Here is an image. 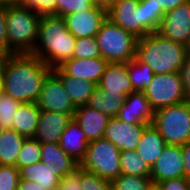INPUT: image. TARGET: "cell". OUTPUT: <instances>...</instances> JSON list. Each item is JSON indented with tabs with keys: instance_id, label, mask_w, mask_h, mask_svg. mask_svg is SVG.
Masks as SVG:
<instances>
[{
	"instance_id": "obj_46",
	"label": "cell",
	"mask_w": 190,
	"mask_h": 190,
	"mask_svg": "<svg viewBox=\"0 0 190 190\" xmlns=\"http://www.w3.org/2000/svg\"><path fill=\"white\" fill-rule=\"evenodd\" d=\"M119 0H102V8L108 11L113 7Z\"/></svg>"
},
{
	"instance_id": "obj_29",
	"label": "cell",
	"mask_w": 190,
	"mask_h": 190,
	"mask_svg": "<svg viewBox=\"0 0 190 190\" xmlns=\"http://www.w3.org/2000/svg\"><path fill=\"white\" fill-rule=\"evenodd\" d=\"M120 167L122 174L150 177V166L137 154L136 150L120 152Z\"/></svg>"
},
{
	"instance_id": "obj_20",
	"label": "cell",
	"mask_w": 190,
	"mask_h": 190,
	"mask_svg": "<svg viewBox=\"0 0 190 190\" xmlns=\"http://www.w3.org/2000/svg\"><path fill=\"white\" fill-rule=\"evenodd\" d=\"M41 147V161L45 163L60 179L66 174L73 173L80 167V164L70 157L60 147L59 143H41Z\"/></svg>"
},
{
	"instance_id": "obj_47",
	"label": "cell",
	"mask_w": 190,
	"mask_h": 190,
	"mask_svg": "<svg viewBox=\"0 0 190 190\" xmlns=\"http://www.w3.org/2000/svg\"><path fill=\"white\" fill-rule=\"evenodd\" d=\"M7 58H8L7 55H5V54H0V76H2L4 64H5V61H6Z\"/></svg>"
},
{
	"instance_id": "obj_33",
	"label": "cell",
	"mask_w": 190,
	"mask_h": 190,
	"mask_svg": "<svg viewBox=\"0 0 190 190\" xmlns=\"http://www.w3.org/2000/svg\"><path fill=\"white\" fill-rule=\"evenodd\" d=\"M101 57L96 37L78 38L75 43L73 58L90 59Z\"/></svg>"
},
{
	"instance_id": "obj_10",
	"label": "cell",
	"mask_w": 190,
	"mask_h": 190,
	"mask_svg": "<svg viewBox=\"0 0 190 190\" xmlns=\"http://www.w3.org/2000/svg\"><path fill=\"white\" fill-rule=\"evenodd\" d=\"M37 105L41 111L67 114H74L77 109L66 92L60 77L53 70L44 79Z\"/></svg>"
},
{
	"instance_id": "obj_37",
	"label": "cell",
	"mask_w": 190,
	"mask_h": 190,
	"mask_svg": "<svg viewBox=\"0 0 190 190\" xmlns=\"http://www.w3.org/2000/svg\"><path fill=\"white\" fill-rule=\"evenodd\" d=\"M19 169L12 165H0V190H17Z\"/></svg>"
},
{
	"instance_id": "obj_4",
	"label": "cell",
	"mask_w": 190,
	"mask_h": 190,
	"mask_svg": "<svg viewBox=\"0 0 190 190\" xmlns=\"http://www.w3.org/2000/svg\"><path fill=\"white\" fill-rule=\"evenodd\" d=\"M41 15L22 3L7 4L6 33L8 47L14 54L32 53Z\"/></svg>"
},
{
	"instance_id": "obj_38",
	"label": "cell",
	"mask_w": 190,
	"mask_h": 190,
	"mask_svg": "<svg viewBox=\"0 0 190 190\" xmlns=\"http://www.w3.org/2000/svg\"><path fill=\"white\" fill-rule=\"evenodd\" d=\"M22 4L39 15H55L56 0H24Z\"/></svg>"
},
{
	"instance_id": "obj_8",
	"label": "cell",
	"mask_w": 190,
	"mask_h": 190,
	"mask_svg": "<svg viewBox=\"0 0 190 190\" xmlns=\"http://www.w3.org/2000/svg\"><path fill=\"white\" fill-rule=\"evenodd\" d=\"M155 112L187 101L181 72L156 74L143 91Z\"/></svg>"
},
{
	"instance_id": "obj_1",
	"label": "cell",
	"mask_w": 190,
	"mask_h": 190,
	"mask_svg": "<svg viewBox=\"0 0 190 190\" xmlns=\"http://www.w3.org/2000/svg\"><path fill=\"white\" fill-rule=\"evenodd\" d=\"M51 70L31 53L10 55L1 76L2 92L21 103H37L44 79Z\"/></svg>"
},
{
	"instance_id": "obj_22",
	"label": "cell",
	"mask_w": 190,
	"mask_h": 190,
	"mask_svg": "<svg viewBox=\"0 0 190 190\" xmlns=\"http://www.w3.org/2000/svg\"><path fill=\"white\" fill-rule=\"evenodd\" d=\"M166 145L157 128L153 124H149L145 126L142 132L136 152L151 168Z\"/></svg>"
},
{
	"instance_id": "obj_51",
	"label": "cell",
	"mask_w": 190,
	"mask_h": 190,
	"mask_svg": "<svg viewBox=\"0 0 190 190\" xmlns=\"http://www.w3.org/2000/svg\"><path fill=\"white\" fill-rule=\"evenodd\" d=\"M2 92L1 76H0V93Z\"/></svg>"
},
{
	"instance_id": "obj_40",
	"label": "cell",
	"mask_w": 190,
	"mask_h": 190,
	"mask_svg": "<svg viewBox=\"0 0 190 190\" xmlns=\"http://www.w3.org/2000/svg\"><path fill=\"white\" fill-rule=\"evenodd\" d=\"M57 190H82L80 184V167L73 173L66 174L60 179Z\"/></svg>"
},
{
	"instance_id": "obj_42",
	"label": "cell",
	"mask_w": 190,
	"mask_h": 190,
	"mask_svg": "<svg viewBox=\"0 0 190 190\" xmlns=\"http://www.w3.org/2000/svg\"><path fill=\"white\" fill-rule=\"evenodd\" d=\"M183 76L184 88L187 101H190V54L187 56L183 69L181 71Z\"/></svg>"
},
{
	"instance_id": "obj_6",
	"label": "cell",
	"mask_w": 190,
	"mask_h": 190,
	"mask_svg": "<svg viewBox=\"0 0 190 190\" xmlns=\"http://www.w3.org/2000/svg\"><path fill=\"white\" fill-rule=\"evenodd\" d=\"M152 124L167 145L190 142V101L157 110Z\"/></svg>"
},
{
	"instance_id": "obj_17",
	"label": "cell",
	"mask_w": 190,
	"mask_h": 190,
	"mask_svg": "<svg viewBox=\"0 0 190 190\" xmlns=\"http://www.w3.org/2000/svg\"><path fill=\"white\" fill-rule=\"evenodd\" d=\"M108 63L102 57L90 59L72 58L65 61L59 68L68 76L98 84Z\"/></svg>"
},
{
	"instance_id": "obj_12",
	"label": "cell",
	"mask_w": 190,
	"mask_h": 190,
	"mask_svg": "<svg viewBox=\"0 0 190 190\" xmlns=\"http://www.w3.org/2000/svg\"><path fill=\"white\" fill-rule=\"evenodd\" d=\"M69 32L76 38L96 37L107 11L99 6L63 16Z\"/></svg>"
},
{
	"instance_id": "obj_11",
	"label": "cell",
	"mask_w": 190,
	"mask_h": 190,
	"mask_svg": "<svg viewBox=\"0 0 190 190\" xmlns=\"http://www.w3.org/2000/svg\"><path fill=\"white\" fill-rule=\"evenodd\" d=\"M162 36L189 48L190 0L165 13L157 31Z\"/></svg>"
},
{
	"instance_id": "obj_15",
	"label": "cell",
	"mask_w": 190,
	"mask_h": 190,
	"mask_svg": "<svg viewBox=\"0 0 190 190\" xmlns=\"http://www.w3.org/2000/svg\"><path fill=\"white\" fill-rule=\"evenodd\" d=\"M155 110L144 92L135 91L126 96L117 118L130 124H152Z\"/></svg>"
},
{
	"instance_id": "obj_45",
	"label": "cell",
	"mask_w": 190,
	"mask_h": 190,
	"mask_svg": "<svg viewBox=\"0 0 190 190\" xmlns=\"http://www.w3.org/2000/svg\"><path fill=\"white\" fill-rule=\"evenodd\" d=\"M17 190H44L37 182L20 179Z\"/></svg>"
},
{
	"instance_id": "obj_5",
	"label": "cell",
	"mask_w": 190,
	"mask_h": 190,
	"mask_svg": "<svg viewBox=\"0 0 190 190\" xmlns=\"http://www.w3.org/2000/svg\"><path fill=\"white\" fill-rule=\"evenodd\" d=\"M96 39L101 57L109 63H128L136 57L138 38L108 18L103 21Z\"/></svg>"
},
{
	"instance_id": "obj_49",
	"label": "cell",
	"mask_w": 190,
	"mask_h": 190,
	"mask_svg": "<svg viewBox=\"0 0 190 190\" xmlns=\"http://www.w3.org/2000/svg\"><path fill=\"white\" fill-rule=\"evenodd\" d=\"M24 0H7V4L10 3H22Z\"/></svg>"
},
{
	"instance_id": "obj_3",
	"label": "cell",
	"mask_w": 190,
	"mask_h": 190,
	"mask_svg": "<svg viewBox=\"0 0 190 190\" xmlns=\"http://www.w3.org/2000/svg\"><path fill=\"white\" fill-rule=\"evenodd\" d=\"M189 54L187 46L169 40L157 31L137 40L136 57L148 64L155 75L181 72Z\"/></svg>"
},
{
	"instance_id": "obj_9",
	"label": "cell",
	"mask_w": 190,
	"mask_h": 190,
	"mask_svg": "<svg viewBox=\"0 0 190 190\" xmlns=\"http://www.w3.org/2000/svg\"><path fill=\"white\" fill-rule=\"evenodd\" d=\"M107 18L138 39L151 33L145 27L144 5L139 0H119L107 11Z\"/></svg>"
},
{
	"instance_id": "obj_35",
	"label": "cell",
	"mask_w": 190,
	"mask_h": 190,
	"mask_svg": "<svg viewBox=\"0 0 190 190\" xmlns=\"http://www.w3.org/2000/svg\"><path fill=\"white\" fill-rule=\"evenodd\" d=\"M94 5L89 0H56L55 15L65 16L89 10Z\"/></svg>"
},
{
	"instance_id": "obj_50",
	"label": "cell",
	"mask_w": 190,
	"mask_h": 190,
	"mask_svg": "<svg viewBox=\"0 0 190 190\" xmlns=\"http://www.w3.org/2000/svg\"><path fill=\"white\" fill-rule=\"evenodd\" d=\"M0 4H7V0H0Z\"/></svg>"
},
{
	"instance_id": "obj_19",
	"label": "cell",
	"mask_w": 190,
	"mask_h": 190,
	"mask_svg": "<svg viewBox=\"0 0 190 190\" xmlns=\"http://www.w3.org/2000/svg\"><path fill=\"white\" fill-rule=\"evenodd\" d=\"M73 118L89 141L104 138L106 127L111 119L107 114L87 105L77 107Z\"/></svg>"
},
{
	"instance_id": "obj_23",
	"label": "cell",
	"mask_w": 190,
	"mask_h": 190,
	"mask_svg": "<svg viewBox=\"0 0 190 190\" xmlns=\"http://www.w3.org/2000/svg\"><path fill=\"white\" fill-rule=\"evenodd\" d=\"M52 70L60 77L66 92L69 94V97L76 108L88 103L97 84L92 81L76 79L72 76H68L59 67Z\"/></svg>"
},
{
	"instance_id": "obj_41",
	"label": "cell",
	"mask_w": 190,
	"mask_h": 190,
	"mask_svg": "<svg viewBox=\"0 0 190 190\" xmlns=\"http://www.w3.org/2000/svg\"><path fill=\"white\" fill-rule=\"evenodd\" d=\"M157 190H189L188 178L179 177L161 181L154 185Z\"/></svg>"
},
{
	"instance_id": "obj_53",
	"label": "cell",
	"mask_w": 190,
	"mask_h": 190,
	"mask_svg": "<svg viewBox=\"0 0 190 190\" xmlns=\"http://www.w3.org/2000/svg\"><path fill=\"white\" fill-rule=\"evenodd\" d=\"M189 190H190V177L188 178Z\"/></svg>"
},
{
	"instance_id": "obj_48",
	"label": "cell",
	"mask_w": 190,
	"mask_h": 190,
	"mask_svg": "<svg viewBox=\"0 0 190 190\" xmlns=\"http://www.w3.org/2000/svg\"><path fill=\"white\" fill-rule=\"evenodd\" d=\"M93 5L102 8V0H89Z\"/></svg>"
},
{
	"instance_id": "obj_27",
	"label": "cell",
	"mask_w": 190,
	"mask_h": 190,
	"mask_svg": "<svg viewBox=\"0 0 190 190\" xmlns=\"http://www.w3.org/2000/svg\"><path fill=\"white\" fill-rule=\"evenodd\" d=\"M25 139L26 137L16 130H3L0 136V165L16 167V161Z\"/></svg>"
},
{
	"instance_id": "obj_25",
	"label": "cell",
	"mask_w": 190,
	"mask_h": 190,
	"mask_svg": "<svg viewBox=\"0 0 190 190\" xmlns=\"http://www.w3.org/2000/svg\"><path fill=\"white\" fill-rule=\"evenodd\" d=\"M20 179L37 182L44 190H57L60 178L42 161L19 169Z\"/></svg>"
},
{
	"instance_id": "obj_21",
	"label": "cell",
	"mask_w": 190,
	"mask_h": 190,
	"mask_svg": "<svg viewBox=\"0 0 190 190\" xmlns=\"http://www.w3.org/2000/svg\"><path fill=\"white\" fill-rule=\"evenodd\" d=\"M89 140L74 118L68 123L61 135L60 147L79 164L87 153Z\"/></svg>"
},
{
	"instance_id": "obj_44",
	"label": "cell",
	"mask_w": 190,
	"mask_h": 190,
	"mask_svg": "<svg viewBox=\"0 0 190 190\" xmlns=\"http://www.w3.org/2000/svg\"><path fill=\"white\" fill-rule=\"evenodd\" d=\"M184 165V177H190V142L181 146Z\"/></svg>"
},
{
	"instance_id": "obj_28",
	"label": "cell",
	"mask_w": 190,
	"mask_h": 190,
	"mask_svg": "<svg viewBox=\"0 0 190 190\" xmlns=\"http://www.w3.org/2000/svg\"><path fill=\"white\" fill-rule=\"evenodd\" d=\"M154 75L152 68L148 64L141 62L137 57L128 62V77L134 91H145Z\"/></svg>"
},
{
	"instance_id": "obj_16",
	"label": "cell",
	"mask_w": 190,
	"mask_h": 190,
	"mask_svg": "<svg viewBox=\"0 0 190 190\" xmlns=\"http://www.w3.org/2000/svg\"><path fill=\"white\" fill-rule=\"evenodd\" d=\"M74 114L41 111L34 138L40 143H59L62 133Z\"/></svg>"
},
{
	"instance_id": "obj_39",
	"label": "cell",
	"mask_w": 190,
	"mask_h": 190,
	"mask_svg": "<svg viewBox=\"0 0 190 190\" xmlns=\"http://www.w3.org/2000/svg\"><path fill=\"white\" fill-rule=\"evenodd\" d=\"M6 12L7 4H0V54L10 56L14 53L8 47V39L6 33Z\"/></svg>"
},
{
	"instance_id": "obj_7",
	"label": "cell",
	"mask_w": 190,
	"mask_h": 190,
	"mask_svg": "<svg viewBox=\"0 0 190 190\" xmlns=\"http://www.w3.org/2000/svg\"><path fill=\"white\" fill-rule=\"evenodd\" d=\"M120 150L108 139L90 141L80 167L100 178L112 181L121 174Z\"/></svg>"
},
{
	"instance_id": "obj_52",
	"label": "cell",
	"mask_w": 190,
	"mask_h": 190,
	"mask_svg": "<svg viewBox=\"0 0 190 190\" xmlns=\"http://www.w3.org/2000/svg\"><path fill=\"white\" fill-rule=\"evenodd\" d=\"M3 128L0 126V136H1V134H2V132H3Z\"/></svg>"
},
{
	"instance_id": "obj_30",
	"label": "cell",
	"mask_w": 190,
	"mask_h": 190,
	"mask_svg": "<svg viewBox=\"0 0 190 190\" xmlns=\"http://www.w3.org/2000/svg\"><path fill=\"white\" fill-rule=\"evenodd\" d=\"M112 190H152L154 184L151 177L120 174L111 181Z\"/></svg>"
},
{
	"instance_id": "obj_2",
	"label": "cell",
	"mask_w": 190,
	"mask_h": 190,
	"mask_svg": "<svg viewBox=\"0 0 190 190\" xmlns=\"http://www.w3.org/2000/svg\"><path fill=\"white\" fill-rule=\"evenodd\" d=\"M76 40L62 16L41 15L37 42L31 54L54 69L73 58Z\"/></svg>"
},
{
	"instance_id": "obj_36",
	"label": "cell",
	"mask_w": 190,
	"mask_h": 190,
	"mask_svg": "<svg viewBox=\"0 0 190 190\" xmlns=\"http://www.w3.org/2000/svg\"><path fill=\"white\" fill-rule=\"evenodd\" d=\"M80 184L82 190H112L111 181L83 170L80 167Z\"/></svg>"
},
{
	"instance_id": "obj_13",
	"label": "cell",
	"mask_w": 190,
	"mask_h": 190,
	"mask_svg": "<svg viewBox=\"0 0 190 190\" xmlns=\"http://www.w3.org/2000/svg\"><path fill=\"white\" fill-rule=\"evenodd\" d=\"M150 177L154 185L161 181L184 177L181 146L166 145L151 167Z\"/></svg>"
},
{
	"instance_id": "obj_24",
	"label": "cell",
	"mask_w": 190,
	"mask_h": 190,
	"mask_svg": "<svg viewBox=\"0 0 190 190\" xmlns=\"http://www.w3.org/2000/svg\"><path fill=\"white\" fill-rule=\"evenodd\" d=\"M40 113L37 103H21L15 113L12 129L26 138L34 137Z\"/></svg>"
},
{
	"instance_id": "obj_32",
	"label": "cell",
	"mask_w": 190,
	"mask_h": 190,
	"mask_svg": "<svg viewBox=\"0 0 190 190\" xmlns=\"http://www.w3.org/2000/svg\"><path fill=\"white\" fill-rule=\"evenodd\" d=\"M20 105V101L0 93V126L3 129H12L14 116Z\"/></svg>"
},
{
	"instance_id": "obj_18",
	"label": "cell",
	"mask_w": 190,
	"mask_h": 190,
	"mask_svg": "<svg viewBox=\"0 0 190 190\" xmlns=\"http://www.w3.org/2000/svg\"><path fill=\"white\" fill-rule=\"evenodd\" d=\"M97 87L104 93L129 95L134 91L128 77V63H108Z\"/></svg>"
},
{
	"instance_id": "obj_43",
	"label": "cell",
	"mask_w": 190,
	"mask_h": 190,
	"mask_svg": "<svg viewBox=\"0 0 190 190\" xmlns=\"http://www.w3.org/2000/svg\"><path fill=\"white\" fill-rule=\"evenodd\" d=\"M188 1L189 0H155L157 6L161 7L164 13L171 11L177 6L182 5Z\"/></svg>"
},
{
	"instance_id": "obj_14",
	"label": "cell",
	"mask_w": 190,
	"mask_h": 190,
	"mask_svg": "<svg viewBox=\"0 0 190 190\" xmlns=\"http://www.w3.org/2000/svg\"><path fill=\"white\" fill-rule=\"evenodd\" d=\"M146 125L149 124H130L117 117H111L104 138L112 142L120 151L136 150Z\"/></svg>"
},
{
	"instance_id": "obj_34",
	"label": "cell",
	"mask_w": 190,
	"mask_h": 190,
	"mask_svg": "<svg viewBox=\"0 0 190 190\" xmlns=\"http://www.w3.org/2000/svg\"><path fill=\"white\" fill-rule=\"evenodd\" d=\"M144 5L145 27L150 32L158 31L165 13L157 6L155 0H139Z\"/></svg>"
},
{
	"instance_id": "obj_31",
	"label": "cell",
	"mask_w": 190,
	"mask_h": 190,
	"mask_svg": "<svg viewBox=\"0 0 190 190\" xmlns=\"http://www.w3.org/2000/svg\"><path fill=\"white\" fill-rule=\"evenodd\" d=\"M41 156V143L34 137L26 138L19 152L18 159L16 161V167L20 169L22 167L38 163L41 161Z\"/></svg>"
},
{
	"instance_id": "obj_26",
	"label": "cell",
	"mask_w": 190,
	"mask_h": 190,
	"mask_svg": "<svg viewBox=\"0 0 190 190\" xmlns=\"http://www.w3.org/2000/svg\"><path fill=\"white\" fill-rule=\"evenodd\" d=\"M125 98L124 94L104 93L102 89L96 87L86 105L107 114L109 117H117Z\"/></svg>"
}]
</instances>
